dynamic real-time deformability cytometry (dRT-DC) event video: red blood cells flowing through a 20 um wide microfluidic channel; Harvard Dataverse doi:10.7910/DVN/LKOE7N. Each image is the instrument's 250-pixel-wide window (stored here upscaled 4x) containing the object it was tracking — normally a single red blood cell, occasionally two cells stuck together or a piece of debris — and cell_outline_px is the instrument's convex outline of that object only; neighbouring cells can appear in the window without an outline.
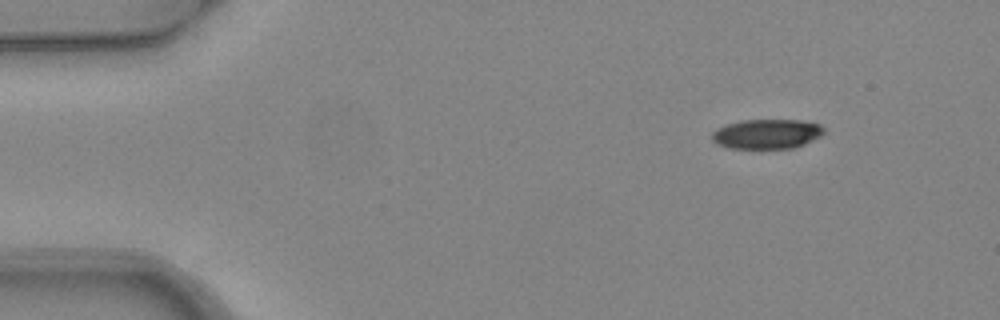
{"species": "common noctule bat (a hibernating species)", "species_latin": "Nyctalus noctula", "temperature_condition": "warm", "stored_images_in_passage": 5, "camera_frame_rate_fps": 3000, "um_per_image_px": 0.085, "animal": {"sex": "female", "body_mass_g": 24.6, "forearm_length_mm": 56.2}, "frame": {"image": 1, "passage_image": 1, "time_ms": 0.0, "image_size_px": [1000, 320], "cell_outline_px": [[824, 132], [820, 136], [796, 148], [728, 148], [716, 144], [712, 140], [712, 132], [716, 128], [740, 120], [804, 120], [820, 124], [824, 128]], "centroid_in_image_um": [65.18, 11.38], "position_along_channel_um": 19.8, "area_um2": 19.48}}
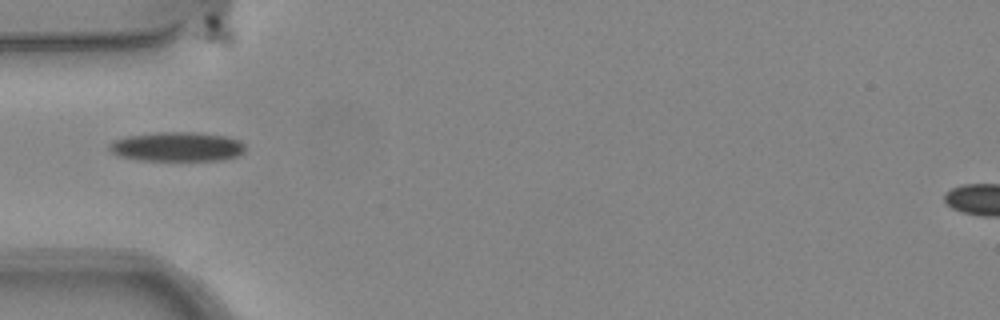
{"frame": {"image": 2, "passage_image": 4, "time_ms": 1.0, "image_size_px": [1000, 320], "cell_outline_px": [[244, 152], [236, 156], [220, 160], [140, 160], [120, 156], [112, 152], [108, 148], [108, 144], [112, 140], [128, 136], [156, 132], [196, 132], [228, 136], [240, 140], [244, 144]], "centroid_in_image_um": [15.05, 12.46], "position_along_channel_um": 69.9, "area_um2": 23.35}}